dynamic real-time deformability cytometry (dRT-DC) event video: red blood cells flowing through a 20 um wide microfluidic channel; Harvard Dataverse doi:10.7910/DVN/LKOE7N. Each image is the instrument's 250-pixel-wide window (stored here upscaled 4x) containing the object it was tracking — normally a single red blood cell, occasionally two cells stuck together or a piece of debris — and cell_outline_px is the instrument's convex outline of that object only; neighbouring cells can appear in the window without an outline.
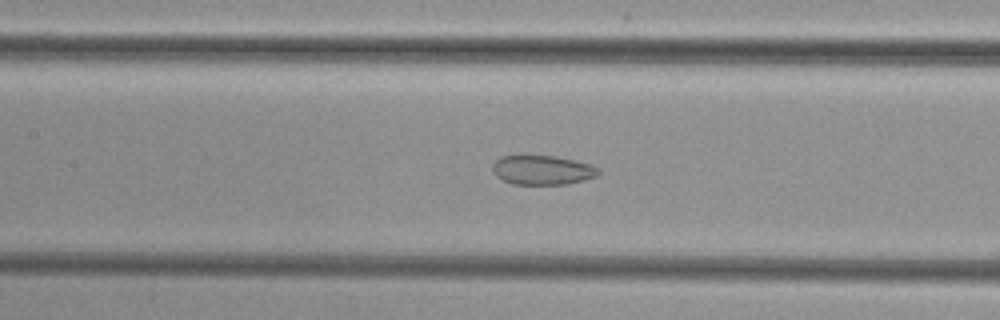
{"species": "common noctule bat (a hibernating species)", "species_latin": "Nyctalus noctula", "temperature_condition": "cold", "stored_images_in_passage": 50, "camera_frame_rate_fps": 3000, "um_per_image_px": 0.085, "animal": {"sex": "female", "body_mass_g": 29.2, "forearm_length_mm": 56.3}, "frame": {"image": 1, "passage_image": 21, "time_ms": 6.667, "image_size_px": [1000, 320], "cell_outline_px": [[600, 172], [596, 176], [584, 180], [568, 184], [512, 184], [496, 176], [492, 172], [492, 164], [500, 156], [556, 156], [592, 164]], "centroid_in_image_um": [46.09, 14.45], "position_along_channel_um": 161.3, "area_um2": 18.09}}
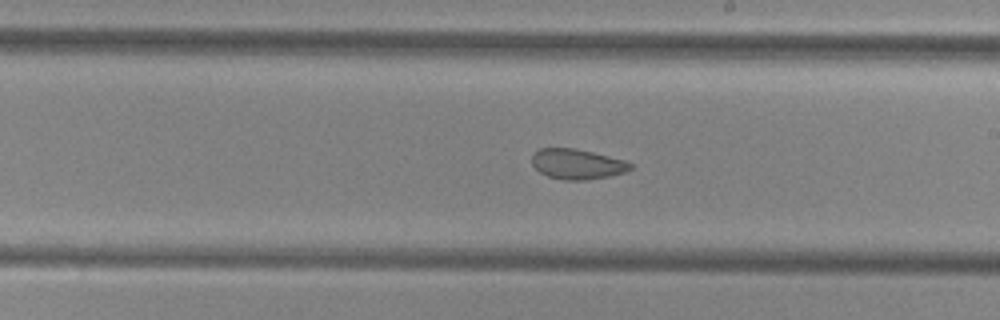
{"frame": {"image": 2, "passage_image": 27, "time_ms": 8.667, "image_size_px": [1000, 320], "cell_outline_px": [[632, 168], [624, 172], [612, 176], [588, 180], [564, 180], [548, 176], [540, 172], [532, 164], [532, 156], [540, 148], [576, 148], [624, 160], [632, 164]], "centroid_in_image_um": [49.07, 13.95], "position_along_channel_um": 239.9, "area_um2": 17.28}}
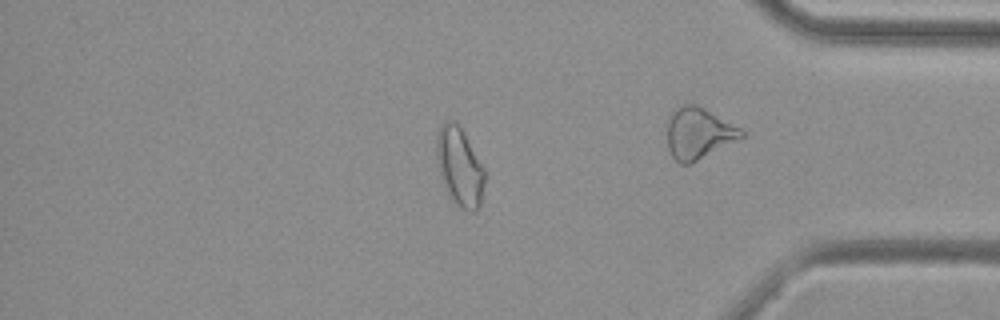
{"frame": {"image": 3, "passage_image": 41, "time_ms": 13.333, "image_size_px": [1000, 320], "cell_outline_px": [[484, 184], [480, 204], [476, 212], [472, 212], [456, 204], [452, 200], [440, 176], [436, 156], [436, 136], [440, 124], [444, 120], [452, 120], [460, 128], [484, 168]], "centroid_in_image_um": [39.04, 14.16], "position_along_channel_um": 396.2, "area_um2": 21.68}}